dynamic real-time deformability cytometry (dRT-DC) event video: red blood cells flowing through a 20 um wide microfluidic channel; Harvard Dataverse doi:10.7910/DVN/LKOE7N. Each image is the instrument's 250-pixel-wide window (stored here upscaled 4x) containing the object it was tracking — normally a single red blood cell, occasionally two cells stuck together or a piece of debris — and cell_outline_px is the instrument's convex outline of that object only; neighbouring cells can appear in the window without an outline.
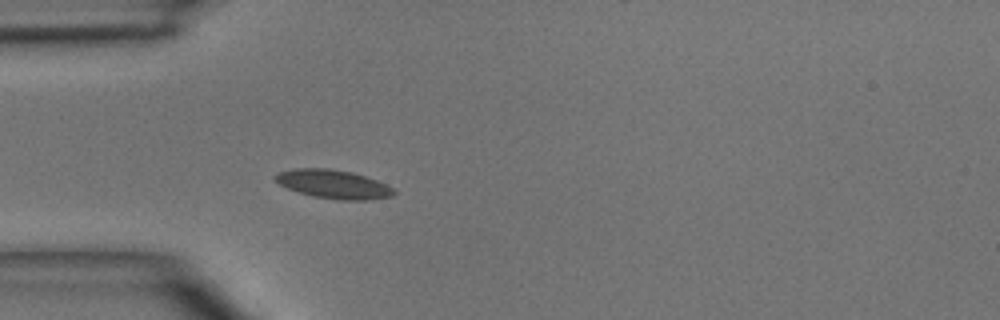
{"species": "common noctule bat (a hibernating species)", "species_latin": "Nyctalus noctula", "temperature_condition": "room temperature", "stored_images_in_passage": 3, "camera_frame_rate_fps": 3000, "um_per_image_px": 0.085, "animal": {"sex": "male", "body_mass_g": 15.6}, "frame": {"image": 1, "passage_image": 3, "time_ms": 3.0, "image_size_px": [1000, 320], "cell_outline_px": [[396, 192], [392, 196], [368, 200], [336, 200], [312, 196], [288, 188], [272, 180], [272, 176], [280, 172], [296, 168], [328, 168], [352, 172], [376, 180], [392, 188]], "centroid_in_image_um": [28.3, 15.66], "position_along_channel_um": 56.7, "area_um2": 19.77}}